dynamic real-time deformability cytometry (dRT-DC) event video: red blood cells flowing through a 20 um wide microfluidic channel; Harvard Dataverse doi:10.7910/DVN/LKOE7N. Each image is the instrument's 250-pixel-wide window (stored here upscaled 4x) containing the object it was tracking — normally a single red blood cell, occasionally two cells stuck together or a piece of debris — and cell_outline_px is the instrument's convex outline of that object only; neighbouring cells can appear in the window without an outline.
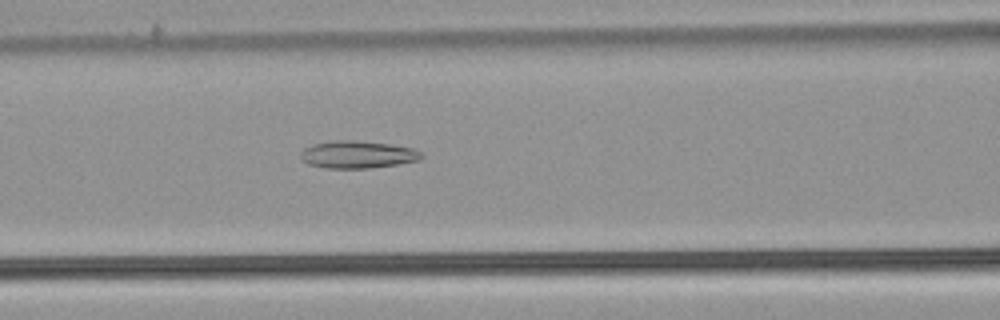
{"species": "common noctule bat (a hibernating species)", "species_latin": "Nyctalus noctula", "temperature_condition": "warm", "stored_images_in_passage": 54, "camera_frame_rate_fps": 3000, "um_per_image_px": 0.085, "animal": {"sex": "male", "body_mass_g": 21.5, "forearm_length_mm": 52.0}, "frame": {"image": 1, "passage_image": 23, "time_ms": 7.333, "image_size_px": [1000, 320], "cell_outline_px": [[424, 156], [420, 160], [396, 164], [368, 168], [324, 168], [308, 164], [300, 156], [300, 152], [304, 148], [312, 144], [332, 140], [352, 140], [388, 144], [412, 148], [420, 152]], "centroid_in_image_um": [30.36, 13.13], "position_along_channel_um": 136.2, "area_um2": 19.19}}
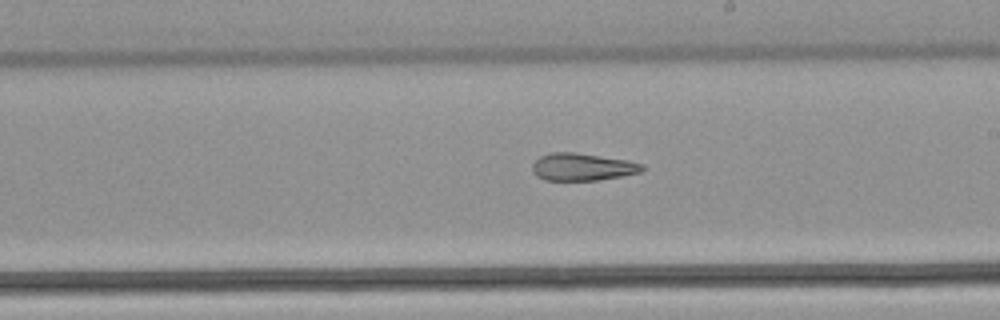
{"frame": {"image": 2, "passage_image": 31, "time_ms": 10.0, "image_size_px": [1000, 320], "cell_outline_px": [[644, 168], [640, 172], [620, 176], [596, 180], [544, 180], [536, 176], [532, 172], [532, 164], [540, 156], [552, 152], [576, 152], [628, 160], [644, 164]], "centroid_in_image_um": [49.47, 14.18], "position_along_channel_um": 239.5, "area_um2": 17.57}}
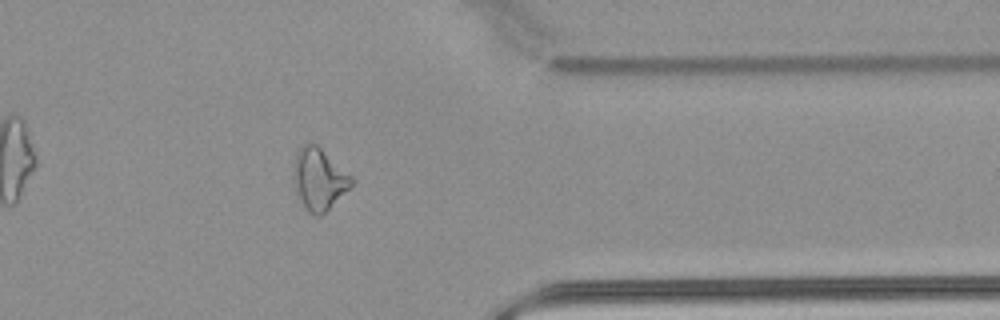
{"frame": {"image": 3, "passage_image": 43, "time_ms": 14.0, "image_size_px": [1000, 320], "cell_outline_px": [[356, 180], [320, 216], [312, 216], [304, 208], [292, 184], [292, 172], [296, 152], [304, 144], [316, 144], [352, 176]], "centroid_in_image_um": [27.06, 15.23], "position_along_channel_um": 384.3, "area_um2": 20.75}}